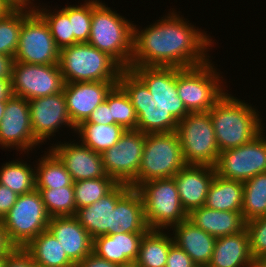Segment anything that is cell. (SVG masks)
<instances>
[{
  "mask_svg": "<svg viewBox=\"0 0 266 267\" xmlns=\"http://www.w3.org/2000/svg\"><path fill=\"white\" fill-rule=\"evenodd\" d=\"M169 12L142 30L133 25L131 67L185 69L201 66L210 60L208 51L214 44L211 36L204 30L196 29L195 25L177 14L176 10Z\"/></svg>",
  "mask_w": 266,
  "mask_h": 267,
  "instance_id": "1",
  "label": "cell"
},
{
  "mask_svg": "<svg viewBox=\"0 0 266 267\" xmlns=\"http://www.w3.org/2000/svg\"><path fill=\"white\" fill-rule=\"evenodd\" d=\"M208 112L220 152L251 142L265 128L254 106L227 92Z\"/></svg>",
  "mask_w": 266,
  "mask_h": 267,
  "instance_id": "2",
  "label": "cell"
},
{
  "mask_svg": "<svg viewBox=\"0 0 266 267\" xmlns=\"http://www.w3.org/2000/svg\"><path fill=\"white\" fill-rule=\"evenodd\" d=\"M133 25L100 0H93L88 43L112 57L123 69L131 67Z\"/></svg>",
  "mask_w": 266,
  "mask_h": 267,
  "instance_id": "3",
  "label": "cell"
},
{
  "mask_svg": "<svg viewBox=\"0 0 266 267\" xmlns=\"http://www.w3.org/2000/svg\"><path fill=\"white\" fill-rule=\"evenodd\" d=\"M60 72L64 83L118 82L123 68L108 54L88 42L59 50Z\"/></svg>",
  "mask_w": 266,
  "mask_h": 267,
  "instance_id": "4",
  "label": "cell"
},
{
  "mask_svg": "<svg viewBox=\"0 0 266 267\" xmlns=\"http://www.w3.org/2000/svg\"><path fill=\"white\" fill-rule=\"evenodd\" d=\"M137 190L143 199L149 230H169L188 219L173 177L146 181Z\"/></svg>",
  "mask_w": 266,
  "mask_h": 267,
  "instance_id": "5",
  "label": "cell"
},
{
  "mask_svg": "<svg viewBox=\"0 0 266 267\" xmlns=\"http://www.w3.org/2000/svg\"><path fill=\"white\" fill-rule=\"evenodd\" d=\"M211 61L201 66L177 68L178 96L188 112H208L226 93L221 72H217Z\"/></svg>",
  "mask_w": 266,
  "mask_h": 267,
  "instance_id": "6",
  "label": "cell"
},
{
  "mask_svg": "<svg viewBox=\"0 0 266 267\" xmlns=\"http://www.w3.org/2000/svg\"><path fill=\"white\" fill-rule=\"evenodd\" d=\"M186 165L176 131L148 133L145 137L137 188L153 179L172 178Z\"/></svg>",
  "mask_w": 266,
  "mask_h": 267,
  "instance_id": "7",
  "label": "cell"
},
{
  "mask_svg": "<svg viewBox=\"0 0 266 267\" xmlns=\"http://www.w3.org/2000/svg\"><path fill=\"white\" fill-rule=\"evenodd\" d=\"M176 132L186 165L215 166L220 151L209 112H189Z\"/></svg>",
  "mask_w": 266,
  "mask_h": 267,
  "instance_id": "8",
  "label": "cell"
},
{
  "mask_svg": "<svg viewBox=\"0 0 266 267\" xmlns=\"http://www.w3.org/2000/svg\"><path fill=\"white\" fill-rule=\"evenodd\" d=\"M49 221L50 216L37 189L19 195L15 205L2 219L5 232L14 247H26L47 230Z\"/></svg>",
  "mask_w": 266,
  "mask_h": 267,
  "instance_id": "9",
  "label": "cell"
},
{
  "mask_svg": "<svg viewBox=\"0 0 266 267\" xmlns=\"http://www.w3.org/2000/svg\"><path fill=\"white\" fill-rule=\"evenodd\" d=\"M118 84L129 96L137 115V129L145 134L170 133L177 130L178 120L152 99L147 86L130 70L123 69Z\"/></svg>",
  "mask_w": 266,
  "mask_h": 267,
  "instance_id": "10",
  "label": "cell"
},
{
  "mask_svg": "<svg viewBox=\"0 0 266 267\" xmlns=\"http://www.w3.org/2000/svg\"><path fill=\"white\" fill-rule=\"evenodd\" d=\"M14 62L56 65L59 49L45 20L34 10L22 8V27Z\"/></svg>",
  "mask_w": 266,
  "mask_h": 267,
  "instance_id": "11",
  "label": "cell"
},
{
  "mask_svg": "<svg viewBox=\"0 0 266 267\" xmlns=\"http://www.w3.org/2000/svg\"><path fill=\"white\" fill-rule=\"evenodd\" d=\"M145 137L141 131L125 130L119 141L101 154L106 174L117 183L137 189Z\"/></svg>",
  "mask_w": 266,
  "mask_h": 267,
  "instance_id": "12",
  "label": "cell"
},
{
  "mask_svg": "<svg viewBox=\"0 0 266 267\" xmlns=\"http://www.w3.org/2000/svg\"><path fill=\"white\" fill-rule=\"evenodd\" d=\"M263 130L251 142L221 151L215 164L216 174L224 179L245 182L266 172V136Z\"/></svg>",
  "mask_w": 266,
  "mask_h": 267,
  "instance_id": "13",
  "label": "cell"
},
{
  "mask_svg": "<svg viewBox=\"0 0 266 267\" xmlns=\"http://www.w3.org/2000/svg\"><path fill=\"white\" fill-rule=\"evenodd\" d=\"M64 80L59 65H37L14 62L11 73L12 94L33 100L60 93Z\"/></svg>",
  "mask_w": 266,
  "mask_h": 267,
  "instance_id": "14",
  "label": "cell"
},
{
  "mask_svg": "<svg viewBox=\"0 0 266 267\" xmlns=\"http://www.w3.org/2000/svg\"><path fill=\"white\" fill-rule=\"evenodd\" d=\"M39 144L32 132L28 100L12 95L0 121V146L29 154Z\"/></svg>",
  "mask_w": 266,
  "mask_h": 267,
  "instance_id": "15",
  "label": "cell"
},
{
  "mask_svg": "<svg viewBox=\"0 0 266 267\" xmlns=\"http://www.w3.org/2000/svg\"><path fill=\"white\" fill-rule=\"evenodd\" d=\"M129 69L147 86L154 102L170 111L178 121L189 113L178 96L176 67L138 66Z\"/></svg>",
  "mask_w": 266,
  "mask_h": 267,
  "instance_id": "16",
  "label": "cell"
},
{
  "mask_svg": "<svg viewBox=\"0 0 266 267\" xmlns=\"http://www.w3.org/2000/svg\"><path fill=\"white\" fill-rule=\"evenodd\" d=\"M30 118L34 138L40 143L46 142L54 133L64 125L73 129L76 127L72 124L68 114L67 105L63 91L45 97L29 100ZM59 128V129H58Z\"/></svg>",
  "mask_w": 266,
  "mask_h": 267,
  "instance_id": "17",
  "label": "cell"
},
{
  "mask_svg": "<svg viewBox=\"0 0 266 267\" xmlns=\"http://www.w3.org/2000/svg\"><path fill=\"white\" fill-rule=\"evenodd\" d=\"M127 184L118 183L107 195L100 200L77 209L75 217L86 229L92 239L102 235L122 233L118 226L116 202L130 189Z\"/></svg>",
  "mask_w": 266,
  "mask_h": 267,
  "instance_id": "18",
  "label": "cell"
},
{
  "mask_svg": "<svg viewBox=\"0 0 266 267\" xmlns=\"http://www.w3.org/2000/svg\"><path fill=\"white\" fill-rule=\"evenodd\" d=\"M74 141L70 143L58 141L57 144L50 146V150L63 163L73 181L109 177L105 172L101 154L80 141L76 143Z\"/></svg>",
  "mask_w": 266,
  "mask_h": 267,
  "instance_id": "19",
  "label": "cell"
},
{
  "mask_svg": "<svg viewBox=\"0 0 266 267\" xmlns=\"http://www.w3.org/2000/svg\"><path fill=\"white\" fill-rule=\"evenodd\" d=\"M118 82H72L64 83L68 114L72 124L77 127L85 121L92 111L106 99L107 94Z\"/></svg>",
  "mask_w": 266,
  "mask_h": 267,
  "instance_id": "20",
  "label": "cell"
},
{
  "mask_svg": "<svg viewBox=\"0 0 266 267\" xmlns=\"http://www.w3.org/2000/svg\"><path fill=\"white\" fill-rule=\"evenodd\" d=\"M216 174L215 167L205 165H185L173 177L184 210H192L205 205L209 187Z\"/></svg>",
  "mask_w": 266,
  "mask_h": 267,
  "instance_id": "21",
  "label": "cell"
},
{
  "mask_svg": "<svg viewBox=\"0 0 266 267\" xmlns=\"http://www.w3.org/2000/svg\"><path fill=\"white\" fill-rule=\"evenodd\" d=\"M77 265L93 251V239L75 216L50 217L47 228Z\"/></svg>",
  "mask_w": 266,
  "mask_h": 267,
  "instance_id": "22",
  "label": "cell"
},
{
  "mask_svg": "<svg viewBox=\"0 0 266 267\" xmlns=\"http://www.w3.org/2000/svg\"><path fill=\"white\" fill-rule=\"evenodd\" d=\"M170 230L173 231L174 244L182 249L197 267H207L217 238L196 227L188 219L174 225Z\"/></svg>",
  "mask_w": 266,
  "mask_h": 267,
  "instance_id": "23",
  "label": "cell"
},
{
  "mask_svg": "<svg viewBox=\"0 0 266 267\" xmlns=\"http://www.w3.org/2000/svg\"><path fill=\"white\" fill-rule=\"evenodd\" d=\"M145 233H115L93 239V252L109 262L130 266L138 258L139 246Z\"/></svg>",
  "mask_w": 266,
  "mask_h": 267,
  "instance_id": "24",
  "label": "cell"
},
{
  "mask_svg": "<svg viewBox=\"0 0 266 267\" xmlns=\"http://www.w3.org/2000/svg\"><path fill=\"white\" fill-rule=\"evenodd\" d=\"M188 220L215 238L235 234L246 228L241 212L217 211L206 206L192 210Z\"/></svg>",
  "mask_w": 266,
  "mask_h": 267,
  "instance_id": "25",
  "label": "cell"
},
{
  "mask_svg": "<svg viewBox=\"0 0 266 267\" xmlns=\"http://www.w3.org/2000/svg\"><path fill=\"white\" fill-rule=\"evenodd\" d=\"M249 234L243 231L216 239L207 267H251Z\"/></svg>",
  "mask_w": 266,
  "mask_h": 267,
  "instance_id": "26",
  "label": "cell"
},
{
  "mask_svg": "<svg viewBox=\"0 0 266 267\" xmlns=\"http://www.w3.org/2000/svg\"><path fill=\"white\" fill-rule=\"evenodd\" d=\"M243 196V182L224 179L215 174L204 206L217 211L242 213Z\"/></svg>",
  "mask_w": 266,
  "mask_h": 267,
  "instance_id": "27",
  "label": "cell"
},
{
  "mask_svg": "<svg viewBox=\"0 0 266 267\" xmlns=\"http://www.w3.org/2000/svg\"><path fill=\"white\" fill-rule=\"evenodd\" d=\"M35 265L41 267H76L67 257L59 241L47 229L35 237L26 247Z\"/></svg>",
  "mask_w": 266,
  "mask_h": 267,
  "instance_id": "28",
  "label": "cell"
},
{
  "mask_svg": "<svg viewBox=\"0 0 266 267\" xmlns=\"http://www.w3.org/2000/svg\"><path fill=\"white\" fill-rule=\"evenodd\" d=\"M173 244L172 234L168 235L164 230H148L142 237L134 264L137 267H166L169 249Z\"/></svg>",
  "mask_w": 266,
  "mask_h": 267,
  "instance_id": "29",
  "label": "cell"
},
{
  "mask_svg": "<svg viewBox=\"0 0 266 267\" xmlns=\"http://www.w3.org/2000/svg\"><path fill=\"white\" fill-rule=\"evenodd\" d=\"M118 226L124 233H146L149 228L144 216V203L140 192L130 188L117 202Z\"/></svg>",
  "mask_w": 266,
  "mask_h": 267,
  "instance_id": "30",
  "label": "cell"
},
{
  "mask_svg": "<svg viewBox=\"0 0 266 267\" xmlns=\"http://www.w3.org/2000/svg\"><path fill=\"white\" fill-rule=\"evenodd\" d=\"M44 154L41 155L43 156L41 159L36 161V189H57L73 186L74 181L59 158L50 149H47V153Z\"/></svg>",
  "mask_w": 266,
  "mask_h": 267,
  "instance_id": "31",
  "label": "cell"
},
{
  "mask_svg": "<svg viewBox=\"0 0 266 267\" xmlns=\"http://www.w3.org/2000/svg\"><path fill=\"white\" fill-rule=\"evenodd\" d=\"M75 131L83 145L102 154L119 141L125 129L119 124L80 123Z\"/></svg>",
  "mask_w": 266,
  "mask_h": 267,
  "instance_id": "32",
  "label": "cell"
},
{
  "mask_svg": "<svg viewBox=\"0 0 266 267\" xmlns=\"http://www.w3.org/2000/svg\"><path fill=\"white\" fill-rule=\"evenodd\" d=\"M24 160H12L0 167V184L14 191L18 196L36 189L35 167Z\"/></svg>",
  "mask_w": 266,
  "mask_h": 267,
  "instance_id": "33",
  "label": "cell"
},
{
  "mask_svg": "<svg viewBox=\"0 0 266 267\" xmlns=\"http://www.w3.org/2000/svg\"><path fill=\"white\" fill-rule=\"evenodd\" d=\"M242 214L245 221L266 216V172L244 183Z\"/></svg>",
  "mask_w": 266,
  "mask_h": 267,
  "instance_id": "34",
  "label": "cell"
},
{
  "mask_svg": "<svg viewBox=\"0 0 266 267\" xmlns=\"http://www.w3.org/2000/svg\"><path fill=\"white\" fill-rule=\"evenodd\" d=\"M41 5L34 8V10L47 23L54 42L59 50L78 43L74 36H72L71 22L69 16L62 10H50L41 8ZM40 7V8H39Z\"/></svg>",
  "mask_w": 266,
  "mask_h": 267,
  "instance_id": "35",
  "label": "cell"
},
{
  "mask_svg": "<svg viewBox=\"0 0 266 267\" xmlns=\"http://www.w3.org/2000/svg\"><path fill=\"white\" fill-rule=\"evenodd\" d=\"M117 184L112 177H99L74 182L76 209L92 205L107 195Z\"/></svg>",
  "mask_w": 266,
  "mask_h": 267,
  "instance_id": "36",
  "label": "cell"
},
{
  "mask_svg": "<svg viewBox=\"0 0 266 267\" xmlns=\"http://www.w3.org/2000/svg\"><path fill=\"white\" fill-rule=\"evenodd\" d=\"M105 101L111 108L115 124L121 125L125 130L137 129V115L131 100L124 89L116 84L107 94Z\"/></svg>",
  "mask_w": 266,
  "mask_h": 267,
  "instance_id": "37",
  "label": "cell"
},
{
  "mask_svg": "<svg viewBox=\"0 0 266 267\" xmlns=\"http://www.w3.org/2000/svg\"><path fill=\"white\" fill-rule=\"evenodd\" d=\"M50 217L74 216L77 209L74 199V186L57 189H37Z\"/></svg>",
  "mask_w": 266,
  "mask_h": 267,
  "instance_id": "38",
  "label": "cell"
},
{
  "mask_svg": "<svg viewBox=\"0 0 266 267\" xmlns=\"http://www.w3.org/2000/svg\"><path fill=\"white\" fill-rule=\"evenodd\" d=\"M22 27V8H12L0 18V54L14 58Z\"/></svg>",
  "mask_w": 266,
  "mask_h": 267,
  "instance_id": "39",
  "label": "cell"
},
{
  "mask_svg": "<svg viewBox=\"0 0 266 267\" xmlns=\"http://www.w3.org/2000/svg\"><path fill=\"white\" fill-rule=\"evenodd\" d=\"M62 10L69 16L72 27V36L78 43L89 41L93 0H85L80 5H67Z\"/></svg>",
  "mask_w": 266,
  "mask_h": 267,
  "instance_id": "40",
  "label": "cell"
},
{
  "mask_svg": "<svg viewBox=\"0 0 266 267\" xmlns=\"http://www.w3.org/2000/svg\"><path fill=\"white\" fill-rule=\"evenodd\" d=\"M252 258L266 257V216L246 222Z\"/></svg>",
  "mask_w": 266,
  "mask_h": 267,
  "instance_id": "41",
  "label": "cell"
},
{
  "mask_svg": "<svg viewBox=\"0 0 266 267\" xmlns=\"http://www.w3.org/2000/svg\"><path fill=\"white\" fill-rule=\"evenodd\" d=\"M32 255L25 247H13L8 253L4 267H34Z\"/></svg>",
  "mask_w": 266,
  "mask_h": 267,
  "instance_id": "42",
  "label": "cell"
},
{
  "mask_svg": "<svg viewBox=\"0 0 266 267\" xmlns=\"http://www.w3.org/2000/svg\"><path fill=\"white\" fill-rule=\"evenodd\" d=\"M166 267H197L193 260L176 244L169 249Z\"/></svg>",
  "mask_w": 266,
  "mask_h": 267,
  "instance_id": "43",
  "label": "cell"
},
{
  "mask_svg": "<svg viewBox=\"0 0 266 267\" xmlns=\"http://www.w3.org/2000/svg\"><path fill=\"white\" fill-rule=\"evenodd\" d=\"M81 123H95V124H115V120L112 117L111 108L108 103L104 101L99 104L89 115V117Z\"/></svg>",
  "mask_w": 266,
  "mask_h": 267,
  "instance_id": "44",
  "label": "cell"
},
{
  "mask_svg": "<svg viewBox=\"0 0 266 267\" xmlns=\"http://www.w3.org/2000/svg\"><path fill=\"white\" fill-rule=\"evenodd\" d=\"M18 195L8 187L0 184V219L2 220L15 205Z\"/></svg>",
  "mask_w": 266,
  "mask_h": 267,
  "instance_id": "45",
  "label": "cell"
},
{
  "mask_svg": "<svg viewBox=\"0 0 266 267\" xmlns=\"http://www.w3.org/2000/svg\"><path fill=\"white\" fill-rule=\"evenodd\" d=\"M76 267H122V266L113 262H109L92 251L81 262H79L76 265Z\"/></svg>",
  "mask_w": 266,
  "mask_h": 267,
  "instance_id": "46",
  "label": "cell"
},
{
  "mask_svg": "<svg viewBox=\"0 0 266 267\" xmlns=\"http://www.w3.org/2000/svg\"><path fill=\"white\" fill-rule=\"evenodd\" d=\"M13 63V57L0 54V79H11Z\"/></svg>",
  "mask_w": 266,
  "mask_h": 267,
  "instance_id": "47",
  "label": "cell"
},
{
  "mask_svg": "<svg viewBox=\"0 0 266 267\" xmlns=\"http://www.w3.org/2000/svg\"><path fill=\"white\" fill-rule=\"evenodd\" d=\"M13 247L0 219V254L8 253Z\"/></svg>",
  "mask_w": 266,
  "mask_h": 267,
  "instance_id": "48",
  "label": "cell"
},
{
  "mask_svg": "<svg viewBox=\"0 0 266 267\" xmlns=\"http://www.w3.org/2000/svg\"><path fill=\"white\" fill-rule=\"evenodd\" d=\"M12 95L11 79H0V101H7Z\"/></svg>",
  "mask_w": 266,
  "mask_h": 267,
  "instance_id": "49",
  "label": "cell"
},
{
  "mask_svg": "<svg viewBox=\"0 0 266 267\" xmlns=\"http://www.w3.org/2000/svg\"><path fill=\"white\" fill-rule=\"evenodd\" d=\"M13 8H30L34 9L37 5L31 1L34 0H6ZM32 5V6H31Z\"/></svg>",
  "mask_w": 266,
  "mask_h": 267,
  "instance_id": "50",
  "label": "cell"
},
{
  "mask_svg": "<svg viewBox=\"0 0 266 267\" xmlns=\"http://www.w3.org/2000/svg\"><path fill=\"white\" fill-rule=\"evenodd\" d=\"M13 7L6 1L0 0V18H2Z\"/></svg>",
  "mask_w": 266,
  "mask_h": 267,
  "instance_id": "51",
  "label": "cell"
},
{
  "mask_svg": "<svg viewBox=\"0 0 266 267\" xmlns=\"http://www.w3.org/2000/svg\"><path fill=\"white\" fill-rule=\"evenodd\" d=\"M251 267H266V257L254 258Z\"/></svg>",
  "mask_w": 266,
  "mask_h": 267,
  "instance_id": "52",
  "label": "cell"
},
{
  "mask_svg": "<svg viewBox=\"0 0 266 267\" xmlns=\"http://www.w3.org/2000/svg\"><path fill=\"white\" fill-rule=\"evenodd\" d=\"M6 101H0V121L3 118L5 112Z\"/></svg>",
  "mask_w": 266,
  "mask_h": 267,
  "instance_id": "53",
  "label": "cell"
},
{
  "mask_svg": "<svg viewBox=\"0 0 266 267\" xmlns=\"http://www.w3.org/2000/svg\"><path fill=\"white\" fill-rule=\"evenodd\" d=\"M7 258V253L0 254V267H4Z\"/></svg>",
  "mask_w": 266,
  "mask_h": 267,
  "instance_id": "54",
  "label": "cell"
},
{
  "mask_svg": "<svg viewBox=\"0 0 266 267\" xmlns=\"http://www.w3.org/2000/svg\"><path fill=\"white\" fill-rule=\"evenodd\" d=\"M122 267H137L135 264H132L130 266H122Z\"/></svg>",
  "mask_w": 266,
  "mask_h": 267,
  "instance_id": "55",
  "label": "cell"
}]
</instances>
